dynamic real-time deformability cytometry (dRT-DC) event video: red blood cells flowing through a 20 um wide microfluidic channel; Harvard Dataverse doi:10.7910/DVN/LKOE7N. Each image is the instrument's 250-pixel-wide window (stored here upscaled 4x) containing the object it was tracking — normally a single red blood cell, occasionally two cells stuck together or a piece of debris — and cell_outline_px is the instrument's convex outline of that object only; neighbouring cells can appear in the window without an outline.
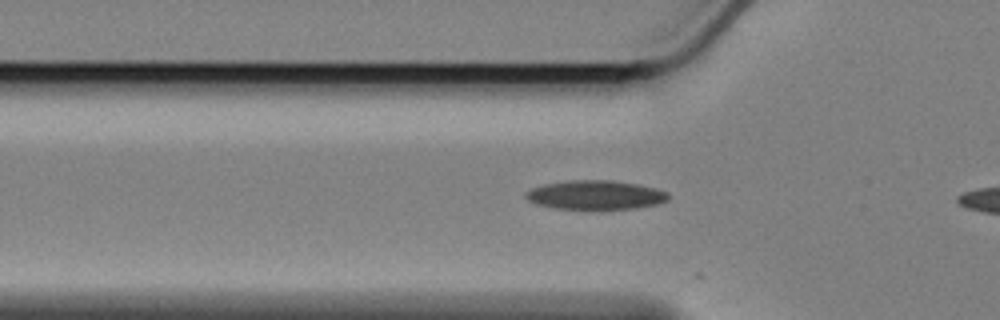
{"species": "Egyptian fruit bat (a non-hibernating species)", "species_latin": "Rousettus aegyptiacus", "temperature_condition": "cold", "stored_images_in_passage": 5, "camera_frame_rate_fps": 3000, "um_per_image_px": 0.085, "animal": {"sex": "female"}, "frame": {"image": 1, "passage_image": 3, "time_ms": 0.667, "image_size_px": [1000, 320], "cell_outline_px": [[668, 200], [656, 204], [636, 208], [556, 208], [536, 204], [528, 200], [524, 196], [524, 192], [532, 188], [544, 184], [572, 180], [612, 180], [636, 184], [656, 188], [668, 192]], "centroid_in_image_um": [50.6, 16.55], "position_along_channel_um": 75.2, "area_um2": 23.81}}